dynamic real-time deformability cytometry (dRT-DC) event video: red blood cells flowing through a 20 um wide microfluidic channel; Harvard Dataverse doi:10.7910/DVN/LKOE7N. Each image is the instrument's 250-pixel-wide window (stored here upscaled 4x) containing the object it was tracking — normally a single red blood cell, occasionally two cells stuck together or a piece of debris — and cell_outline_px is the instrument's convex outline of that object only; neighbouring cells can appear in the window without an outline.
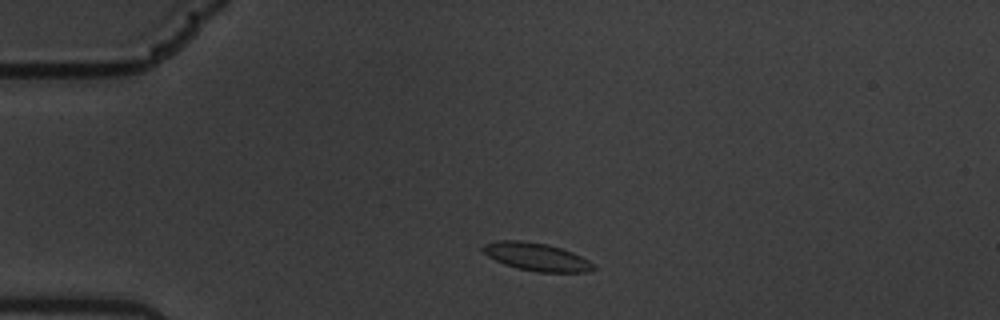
{"species": "common noctule bat (a hibernating species)", "species_latin": "Nyctalus noctula", "temperature_condition": "warm", "stored_images_in_passage": 51, "camera_frame_rate_fps": 3000, "um_per_image_px": 0.085, "animal": {"sex": "male", "body_mass_g": 19.5, "forearm_length_mm": 54.6}, "frame": {"image": 1, "passage_image": 5, "time_ms": 1.333, "image_size_px": [1000, 320], "cell_outline_px": [[596, 268], [588, 272], [536, 272], [516, 268], [504, 264], [488, 256], [480, 248], [484, 244], [496, 240], [520, 240], [548, 244], [572, 252], [588, 260]], "centroid_in_image_um": [45.57, 21.83], "position_along_channel_um": 39.4, "area_um2": 17.98}}
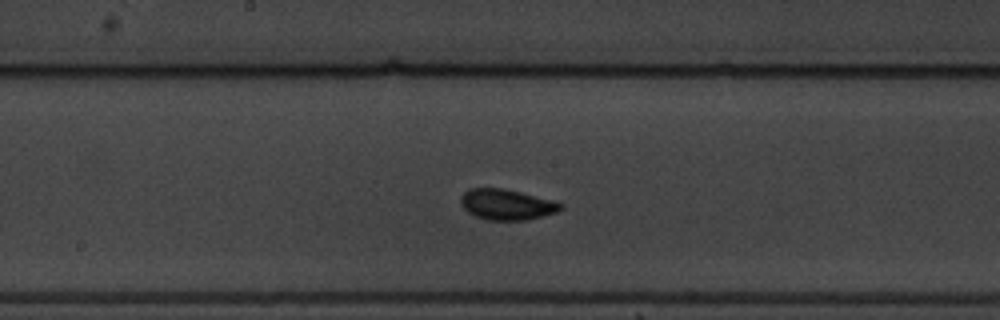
{"frame": {"image": 2, "passage_image": 23, "time_ms": 7.333, "image_size_px": [1000, 320], "cell_outline_px": [[564, 208], [556, 212], [524, 220], [488, 220], [476, 216], [468, 212], [460, 204], [460, 196], [468, 188], [504, 188], [520, 192], [564, 204]], "centroid_in_image_um": [43.02, 17.37], "position_along_channel_um": 205.2, "area_um2": 17.69}}
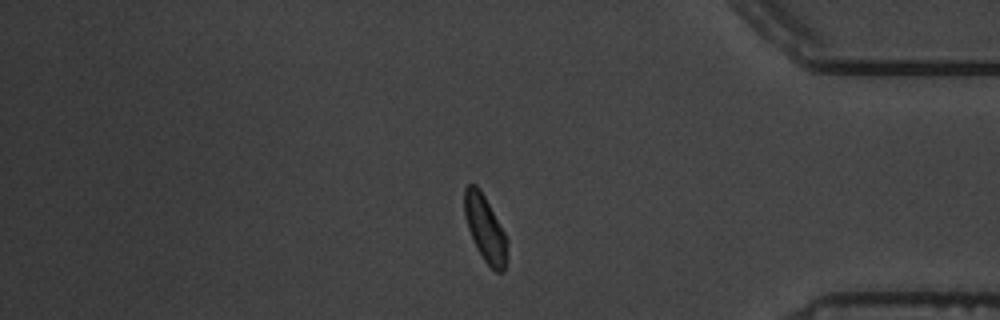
{"frame": {"image": 3, "passage_image": 42, "time_ms": 13.667, "image_size_px": [1000, 320], "cell_outline_px": [[508, 244], [504, 272], [496, 272], [484, 260], [476, 248], [468, 228], [464, 216], [464, 188], [468, 184], [476, 184], [480, 188], [504, 232], [508, 240]], "centroid_in_image_um": [41.23, 19.42], "position_along_channel_um": 394.0, "area_um2": 16.47}, "authors_computed_cell_mechanics": {"area_um2": 16.9932, "velocity_mm_per_s": 3.3489, "shape_relaxation_time_tau1_ms": 5.9541, "shape_relaxation_time_tau2_ms": null, "deformation_change_tau1": 0.1775, "deformation_change_tau2": null}}